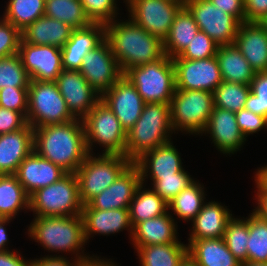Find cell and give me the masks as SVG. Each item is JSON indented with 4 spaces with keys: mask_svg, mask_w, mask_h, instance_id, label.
<instances>
[{
    "mask_svg": "<svg viewBox=\"0 0 267 266\" xmlns=\"http://www.w3.org/2000/svg\"><path fill=\"white\" fill-rule=\"evenodd\" d=\"M82 121L89 154H95L93 147L97 143L105 148L102 154L125 156L127 132L101 99Z\"/></svg>",
    "mask_w": 267,
    "mask_h": 266,
    "instance_id": "8",
    "label": "cell"
},
{
    "mask_svg": "<svg viewBox=\"0 0 267 266\" xmlns=\"http://www.w3.org/2000/svg\"><path fill=\"white\" fill-rule=\"evenodd\" d=\"M214 108L213 93L176 89L170 102L171 125L175 131L202 135Z\"/></svg>",
    "mask_w": 267,
    "mask_h": 266,
    "instance_id": "7",
    "label": "cell"
},
{
    "mask_svg": "<svg viewBox=\"0 0 267 266\" xmlns=\"http://www.w3.org/2000/svg\"><path fill=\"white\" fill-rule=\"evenodd\" d=\"M149 178L152 189L167 203L195 181L184 168L174 176Z\"/></svg>",
    "mask_w": 267,
    "mask_h": 266,
    "instance_id": "42",
    "label": "cell"
},
{
    "mask_svg": "<svg viewBox=\"0 0 267 266\" xmlns=\"http://www.w3.org/2000/svg\"><path fill=\"white\" fill-rule=\"evenodd\" d=\"M27 123L32 128L62 124L76 119L55 81L31 80L28 87Z\"/></svg>",
    "mask_w": 267,
    "mask_h": 266,
    "instance_id": "9",
    "label": "cell"
},
{
    "mask_svg": "<svg viewBox=\"0 0 267 266\" xmlns=\"http://www.w3.org/2000/svg\"><path fill=\"white\" fill-rule=\"evenodd\" d=\"M244 109L267 118V71L255 73Z\"/></svg>",
    "mask_w": 267,
    "mask_h": 266,
    "instance_id": "43",
    "label": "cell"
},
{
    "mask_svg": "<svg viewBox=\"0 0 267 266\" xmlns=\"http://www.w3.org/2000/svg\"><path fill=\"white\" fill-rule=\"evenodd\" d=\"M240 266H267V263L247 261V262L241 263Z\"/></svg>",
    "mask_w": 267,
    "mask_h": 266,
    "instance_id": "59",
    "label": "cell"
},
{
    "mask_svg": "<svg viewBox=\"0 0 267 266\" xmlns=\"http://www.w3.org/2000/svg\"><path fill=\"white\" fill-rule=\"evenodd\" d=\"M211 3L227 14L235 17L240 23L245 22L244 0H210Z\"/></svg>",
    "mask_w": 267,
    "mask_h": 266,
    "instance_id": "50",
    "label": "cell"
},
{
    "mask_svg": "<svg viewBox=\"0 0 267 266\" xmlns=\"http://www.w3.org/2000/svg\"><path fill=\"white\" fill-rule=\"evenodd\" d=\"M0 106L22 113L27 117L28 87H13L0 89Z\"/></svg>",
    "mask_w": 267,
    "mask_h": 266,
    "instance_id": "46",
    "label": "cell"
},
{
    "mask_svg": "<svg viewBox=\"0 0 267 266\" xmlns=\"http://www.w3.org/2000/svg\"><path fill=\"white\" fill-rule=\"evenodd\" d=\"M118 20L105 25V39L122 73L131 67L155 62L165 55L159 37L139 27L130 18Z\"/></svg>",
    "mask_w": 267,
    "mask_h": 266,
    "instance_id": "2",
    "label": "cell"
},
{
    "mask_svg": "<svg viewBox=\"0 0 267 266\" xmlns=\"http://www.w3.org/2000/svg\"><path fill=\"white\" fill-rule=\"evenodd\" d=\"M110 259H101L98 258L95 261L89 263L87 266H118L117 264L114 263V261L112 262Z\"/></svg>",
    "mask_w": 267,
    "mask_h": 266,
    "instance_id": "56",
    "label": "cell"
},
{
    "mask_svg": "<svg viewBox=\"0 0 267 266\" xmlns=\"http://www.w3.org/2000/svg\"><path fill=\"white\" fill-rule=\"evenodd\" d=\"M210 134L215 148L223 154H234L241 150L247 138L238 127L236 113L214 107L209 122L202 134Z\"/></svg>",
    "mask_w": 267,
    "mask_h": 266,
    "instance_id": "19",
    "label": "cell"
},
{
    "mask_svg": "<svg viewBox=\"0 0 267 266\" xmlns=\"http://www.w3.org/2000/svg\"><path fill=\"white\" fill-rule=\"evenodd\" d=\"M248 235V217L240 219L233 216L228 221L223 239L229 251L240 263L247 262Z\"/></svg>",
    "mask_w": 267,
    "mask_h": 266,
    "instance_id": "40",
    "label": "cell"
},
{
    "mask_svg": "<svg viewBox=\"0 0 267 266\" xmlns=\"http://www.w3.org/2000/svg\"><path fill=\"white\" fill-rule=\"evenodd\" d=\"M248 216L247 261L267 263V220L254 210Z\"/></svg>",
    "mask_w": 267,
    "mask_h": 266,
    "instance_id": "38",
    "label": "cell"
},
{
    "mask_svg": "<svg viewBox=\"0 0 267 266\" xmlns=\"http://www.w3.org/2000/svg\"><path fill=\"white\" fill-rule=\"evenodd\" d=\"M245 22H260L267 15V0H244Z\"/></svg>",
    "mask_w": 267,
    "mask_h": 266,
    "instance_id": "51",
    "label": "cell"
},
{
    "mask_svg": "<svg viewBox=\"0 0 267 266\" xmlns=\"http://www.w3.org/2000/svg\"><path fill=\"white\" fill-rule=\"evenodd\" d=\"M44 15L66 23L74 29L92 24L80 0H46Z\"/></svg>",
    "mask_w": 267,
    "mask_h": 266,
    "instance_id": "36",
    "label": "cell"
},
{
    "mask_svg": "<svg viewBox=\"0 0 267 266\" xmlns=\"http://www.w3.org/2000/svg\"><path fill=\"white\" fill-rule=\"evenodd\" d=\"M259 23L265 28V31L267 32V15Z\"/></svg>",
    "mask_w": 267,
    "mask_h": 266,
    "instance_id": "60",
    "label": "cell"
},
{
    "mask_svg": "<svg viewBox=\"0 0 267 266\" xmlns=\"http://www.w3.org/2000/svg\"><path fill=\"white\" fill-rule=\"evenodd\" d=\"M250 85L223 81L213 92L214 107L238 112L244 109Z\"/></svg>",
    "mask_w": 267,
    "mask_h": 266,
    "instance_id": "39",
    "label": "cell"
},
{
    "mask_svg": "<svg viewBox=\"0 0 267 266\" xmlns=\"http://www.w3.org/2000/svg\"><path fill=\"white\" fill-rule=\"evenodd\" d=\"M236 121L245 138L267 128V118L246 109L236 112Z\"/></svg>",
    "mask_w": 267,
    "mask_h": 266,
    "instance_id": "48",
    "label": "cell"
},
{
    "mask_svg": "<svg viewBox=\"0 0 267 266\" xmlns=\"http://www.w3.org/2000/svg\"><path fill=\"white\" fill-rule=\"evenodd\" d=\"M33 129V150L66 173H75L89 155L82 119Z\"/></svg>",
    "mask_w": 267,
    "mask_h": 266,
    "instance_id": "1",
    "label": "cell"
},
{
    "mask_svg": "<svg viewBox=\"0 0 267 266\" xmlns=\"http://www.w3.org/2000/svg\"><path fill=\"white\" fill-rule=\"evenodd\" d=\"M82 209L75 173H66L55 183L29 196V210L35 216H77L81 215Z\"/></svg>",
    "mask_w": 267,
    "mask_h": 266,
    "instance_id": "6",
    "label": "cell"
},
{
    "mask_svg": "<svg viewBox=\"0 0 267 266\" xmlns=\"http://www.w3.org/2000/svg\"><path fill=\"white\" fill-rule=\"evenodd\" d=\"M131 163L122 155L89 154L75 172L82 204L109 187Z\"/></svg>",
    "mask_w": 267,
    "mask_h": 266,
    "instance_id": "10",
    "label": "cell"
},
{
    "mask_svg": "<svg viewBox=\"0 0 267 266\" xmlns=\"http://www.w3.org/2000/svg\"><path fill=\"white\" fill-rule=\"evenodd\" d=\"M227 206L216 201L205 202L197 216L191 221L193 227L188 241L223 238L228 221L233 217Z\"/></svg>",
    "mask_w": 267,
    "mask_h": 266,
    "instance_id": "27",
    "label": "cell"
},
{
    "mask_svg": "<svg viewBox=\"0 0 267 266\" xmlns=\"http://www.w3.org/2000/svg\"><path fill=\"white\" fill-rule=\"evenodd\" d=\"M79 71L100 96L123 76L106 39L84 57Z\"/></svg>",
    "mask_w": 267,
    "mask_h": 266,
    "instance_id": "14",
    "label": "cell"
},
{
    "mask_svg": "<svg viewBox=\"0 0 267 266\" xmlns=\"http://www.w3.org/2000/svg\"><path fill=\"white\" fill-rule=\"evenodd\" d=\"M170 1L175 2V3H179L182 6H185L187 0H170Z\"/></svg>",
    "mask_w": 267,
    "mask_h": 266,
    "instance_id": "61",
    "label": "cell"
},
{
    "mask_svg": "<svg viewBox=\"0 0 267 266\" xmlns=\"http://www.w3.org/2000/svg\"><path fill=\"white\" fill-rule=\"evenodd\" d=\"M141 183L129 205V214L132 227L144 220L159 217L168 211V203L153 189L145 188ZM144 187V188H143Z\"/></svg>",
    "mask_w": 267,
    "mask_h": 266,
    "instance_id": "32",
    "label": "cell"
},
{
    "mask_svg": "<svg viewBox=\"0 0 267 266\" xmlns=\"http://www.w3.org/2000/svg\"><path fill=\"white\" fill-rule=\"evenodd\" d=\"M19 251L6 250L0 252V266H32L33 260H26Z\"/></svg>",
    "mask_w": 267,
    "mask_h": 266,
    "instance_id": "54",
    "label": "cell"
},
{
    "mask_svg": "<svg viewBox=\"0 0 267 266\" xmlns=\"http://www.w3.org/2000/svg\"><path fill=\"white\" fill-rule=\"evenodd\" d=\"M185 6L192 13L199 30L206 33L218 46L233 44L241 24L210 0H187Z\"/></svg>",
    "mask_w": 267,
    "mask_h": 266,
    "instance_id": "12",
    "label": "cell"
},
{
    "mask_svg": "<svg viewBox=\"0 0 267 266\" xmlns=\"http://www.w3.org/2000/svg\"><path fill=\"white\" fill-rule=\"evenodd\" d=\"M18 55L31 80L56 81L63 71L61 49L20 41Z\"/></svg>",
    "mask_w": 267,
    "mask_h": 266,
    "instance_id": "15",
    "label": "cell"
},
{
    "mask_svg": "<svg viewBox=\"0 0 267 266\" xmlns=\"http://www.w3.org/2000/svg\"><path fill=\"white\" fill-rule=\"evenodd\" d=\"M101 100L108 105L127 132L140 118L145 102L135 86L123 75Z\"/></svg>",
    "mask_w": 267,
    "mask_h": 266,
    "instance_id": "17",
    "label": "cell"
},
{
    "mask_svg": "<svg viewBox=\"0 0 267 266\" xmlns=\"http://www.w3.org/2000/svg\"><path fill=\"white\" fill-rule=\"evenodd\" d=\"M81 217L84 225L86 241L94 234L107 235L129 230L130 238L133 227L130 221L129 208L113 210L82 209Z\"/></svg>",
    "mask_w": 267,
    "mask_h": 266,
    "instance_id": "25",
    "label": "cell"
},
{
    "mask_svg": "<svg viewBox=\"0 0 267 266\" xmlns=\"http://www.w3.org/2000/svg\"><path fill=\"white\" fill-rule=\"evenodd\" d=\"M73 30L70 25L44 15L22 30L21 37L28 44L51 45L61 49Z\"/></svg>",
    "mask_w": 267,
    "mask_h": 266,
    "instance_id": "28",
    "label": "cell"
},
{
    "mask_svg": "<svg viewBox=\"0 0 267 266\" xmlns=\"http://www.w3.org/2000/svg\"><path fill=\"white\" fill-rule=\"evenodd\" d=\"M180 154L172 141L145 152L134 162L140 170L141 183L148 177H168L180 172L184 167Z\"/></svg>",
    "mask_w": 267,
    "mask_h": 266,
    "instance_id": "24",
    "label": "cell"
},
{
    "mask_svg": "<svg viewBox=\"0 0 267 266\" xmlns=\"http://www.w3.org/2000/svg\"><path fill=\"white\" fill-rule=\"evenodd\" d=\"M179 266H199L190 256H186Z\"/></svg>",
    "mask_w": 267,
    "mask_h": 266,
    "instance_id": "58",
    "label": "cell"
},
{
    "mask_svg": "<svg viewBox=\"0 0 267 266\" xmlns=\"http://www.w3.org/2000/svg\"><path fill=\"white\" fill-rule=\"evenodd\" d=\"M170 104L145 103L140 118L127 131L125 156L135 162L145 152L170 142Z\"/></svg>",
    "mask_w": 267,
    "mask_h": 266,
    "instance_id": "4",
    "label": "cell"
},
{
    "mask_svg": "<svg viewBox=\"0 0 267 266\" xmlns=\"http://www.w3.org/2000/svg\"><path fill=\"white\" fill-rule=\"evenodd\" d=\"M27 124V119L22 113L0 106V135L18 131Z\"/></svg>",
    "mask_w": 267,
    "mask_h": 266,
    "instance_id": "49",
    "label": "cell"
},
{
    "mask_svg": "<svg viewBox=\"0 0 267 266\" xmlns=\"http://www.w3.org/2000/svg\"><path fill=\"white\" fill-rule=\"evenodd\" d=\"M204 192V186L195 180L168 203V210H172L177 219L192 221L205 203Z\"/></svg>",
    "mask_w": 267,
    "mask_h": 266,
    "instance_id": "35",
    "label": "cell"
},
{
    "mask_svg": "<svg viewBox=\"0 0 267 266\" xmlns=\"http://www.w3.org/2000/svg\"><path fill=\"white\" fill-rule=\"evenodd\" d=\"M188 256L199 266H240L223 238L189 241Z\"/></svg>",
    "mask_w": 267,
    "mask_h": 266,
    "instance_id": "29",
    "label": "cell"
},
{
    "mask_svg": "<svg viewBox=\"0 0 267 266\" xmlns=\"http://www.w3.org/2000/svg\"><path fill=\"white\" fill-rule=\"evenodd\" d=\"M140 184V170L132 162L109 187L83 205V209L113 210L129 208Z\"/></svg>",
    "mask_w": 267,
    "mask_h": 266,
    "instance_id": "18",
    "label": "cell"
},
{
    "mask_svg": "<svg viewBox=\"0 0 267 266\" xmlns=\"http://www.w3.org/2000/svg\"><path fill=\"white\" fill-rule=\"evenodd\" d=\"M198 31L192 13L186 6H182L175 15L168 36L163 41L165 55L169 58L179 56Z\"/></svg>",
    "mask_w": 267,
    "mask_h": 266,
    "instance_id": "31",
    "label": "cell"
},
{
    "mask_svg": "<svg viewBox=\"0 0 267 266\" xmlns=\"http://www.w3.org/2000/svg\"><path fill=\"white\" fill-rule=\"evenodd\" d=\"M66 174L59 166L39 156L34 150L19 164L16 176L30 196L36 190L49 186Z\"/></svg>",
    "mask_w": 267,
    "mask_h": 266,
    "instance_id": "21",
    "label": "cell"
},
{
    "mask_svg": "<svg viewBox=\"0 0 267 266\" xmlns=\"http://www.w3.org/2000/svg\"><path fill=\"white\" fill-rule=\"evenodd\" d=\"M141 266H179L188 255L187 244L170 243L141 246L137 250Z\"/></svg>",
    "mask_w": 267,
    "mask_h": 266,
    "instance_id": "33",
    "label": "cell"
},
{
    "mask_svg": "<svg viewBox=\"0 0 267 266\" xmlns=\"http://www.w3.org/2000/svg\"><path fill=\"white\" fill-rule=\"evenodd\" d=\"M86 16L92 23L113 22L119 14L116 0H80Z\"/></svg>",
    "mask_w": 267,
    "mask_h": 266,
    "instance_id": "44",
    "label": "cell"
},
{
    "mask_svg": "<svg viewBox=\"0 0 267 266\" xmlns=\"http://www.w3.org/2000/svg\"><path fill=\"white\" fill-rule=\"evenodd\" d=\"M104 40L105 24L92 23L85 28L74 29L61 48L63 69L79 71L84 57Z\"/></svg>",
    "mask_w": 267,
    "mask_h": 266,
    "instance_id": "20",
    "label": "cell"
},
{
    "mask_svg": "<svg viewBox=\"0 0 267 266\" xmlns=\"http://www.w3.org/2000/svg\"><path fill=\"white\" fill-rule=\"evenodd\" d=\"M172 60L178 90H203L213 93L223 82L216 56L197 60Z\"/></svg>",
    "mask_w": 267,
    "mask_h": 266,
    "instance_id": "13",
    "label": "cell"
},
{
    "mask_svg": "<svg viewBox=\"0 0 267 266\" xmlns=\"http://www.w3.org/2000/svg\"><path fill=\"white\" fill-rule=\"evenodd\" d=\"M255 173L267 185V165L259 168Z\"/></svg>",
    "mask_w": 267,
    "mask_h": 266,
    "instance_id": "57",
    "label": "cell"
},
{
    "mask_svg": "<svg viewBox=\"0 0 267 266\" xmlns=\"http://www.w3.org/2000/svg\"><path fill=\"white\" fill-rule=\"evenodd\" d=\"M123 75L135 86L145 103L170 104L176 90L172 58L164 55L155 62L131 67Z\"/></svg>",
    "mask_w": 267,
    "mask_h": 266,
    "instance_id": "5",
    "label": "cell"
},
{
    "mask_svg": "<svg viewBox=\"0 0 267 266\" xmlns=\"http://www.w3.org/2000/svg\"><path fill=\"white\" fill-rule=\"evenodd\" d=\"M34 129L24 128L0 135V175L16 174L19 164L33 151Z\"/></svg>",
    "mask_w": 267,
    "mask_h": 266,
    "instance_id": "23",
    "label": "cell"
},
{
    "mask_svg": "<svg viewBox=\"0 0 267 266\" xmlns=\"http://www.w3.org/2000/svg\"><path fill=\"white\" fill-rule=\"evenodd\" d=\"M176 220L169 210L155 218L137 223L133 227L131 241L134 249L155 244L181 243L178 239ZM134 242V243H133Z\"/></svg>",
    "mask_w": 267,
    "mask_h": 266,
    "instance_id": "26",
    "label": "cell"
},
{
    "mask_svg": "<svg viewBox=\"0 0 267 266\" xmlns=\"http://www.w3.org/2000/svg\"><path fill=\"white\" fill-rule=\"evenodd\" d=\"M28 235L45 250L75 254L76 260L91 263L96 255L84 254L87 243L81 215L77 216H34L28 227ZM81 251V252H80Z\"/></svg>",
    "mask_w": 267,
    "mask_h": 266,
    "instance_id": "3",
    "label": "cell"
},
{
    "mask_svg": "<svg viewBox=\"0 0 267 266\" xmlns=\"http://www.w3.org/2000/svg\"><path fill=\"white\" fill-rule=\"evenodd\" d=\"M12 219L2 218L0 219V252L9 250L7 247L9 243L8 234L6 230V224L8 225Z\"/></svg>",
    "mask_w": 267,
    "mask_h": 266,
    "instance_id": "55",
    "label": "cell"
},
{
    "mask_svg": "<svg viewBox=\"0 0 267 266\" xmlns=\"http://www.w3.org/2000/svg\"><path fill=\"white\" fill-rule=\"evenodd\" d=\"M55 82L75 118L83 120L101 99L80 71L63 69Z\"/></svg>",
    "mask_w": 267,
    "mask_h": 266,
    "instance_id": "16",
    "label": "cell"
},
{
    "mask_svg": "<svg viewBox=\"0 0 267 266\" xmlns=\"http://www.w3.org/2000/svg\"><path fill=\"white\" fill-rule=\"evenodd\" d=\"M129 18L162 41L168 36L181 4L170 0H125Z\"/></svg>",
    "mask_w": 267,
    "mask_h": 266,
    "instance_id": "11",
    "label": "cell"
},
{
    "mask_svg": "<svg viewBox=\"0 0 267 266\" xmlns=\"http://www.w3.org/2000/svg\"><path fill=\"white\" fill-rule=\"evenodd\" d=\"M234 44L256 73L267 71V32L259 22H242Z\"/></svg>",
    "mask_w": 267,
    "mask_h": 266,
    "instance_id": "22",
    "label": "cell"
},
{
    "mask_svg": "<svg viewBox=\"0 0 267 266\" xmlns=\"http://www.w3.org/2000/svg\"><path fill=\"white\" fill-rule=\"evenodd\" d=\"M254 180L257 188L255 200L257 199L258 206L253 210L267 220V185L256 174Z\"/></svg>",
    "mask_w": 267,
    "mask_h": 266,
    "instance_id": "53",
    "label": "cell"
},
{
    "mask_svg": "<svg viewBox=\"0 0 267 266\" xmlns=\"http://www.w3.org/2000/svg\"><path fill=\"white\" fill-rule=\"evenodd\" d=\"M46 0H9L2 15L20 31L44 16Z\"/></svg>",
    "mask_w": 267,
    "mask_h": 266,
    "instance_id": "37",
    "label": "cell"
},
{
    "mask_svg": "<svg viewBox=\"0 0 267 266\" xmlns=\"http://www.w3.org/2000/svg\"><path fill=\"white\" fill-rule=\"evenodd\" d=\"M30 81L18 53L0 59V89L29 87Z\"/></svg>",
    "mask_w": 267,
    "mask_h": 266,
    "instance_id": "41",
    "label": "cell"
},
{
    "mask_svg": "<svg viewBox=\"0 0 267 266\" xmlns=\"http://www.w3.org/2000/svg\"><path fill=\"white\" fill-rule=\"evenodd\" d=\"M218 45L203 31L199 30L183 52L172 59L197 60L216 56Z\"/></svg>",
    "mask_w": 267,
    "mask_h": 266,
    "instance_id": "45",
    "label": "cell"
},
{
    "mask_svg": "<svg viewBox=\"0 0 267 266\" xmlns=\"http://www.w3.org/2000/svg\"><path fill=\"white\" fill-rule=\"evenodd\" d=\"M73 262H70L67 258V256H61V255H50V256H44L42 258H36L33 259L32 266H87L89 263L75 260L73 258Z\"/></svg>",
    "mask_w": 267,
    "mask_h": 266,
    "instance_id": "52",
    "label": "cell"
},
{
    "mask_svg": "<svg viewBox=\"0 0 267 266\" xmlns=\"http://www.w3.org/2000/svg\"><path fill=\"white\" fill-rule=\"evenodd\" d=\"M216 57L223 81L246 85L251 84L256 72L234 43L218 46Z\"/></svg>",
    "mask_w": 267,
    "mask_h": 266,
    "instance_id": "30",
    "label": "cell"
},
{
    "mask_svg": "<svg viewBox=\"0 0 267 266\" xmlns=\"http://www.w3.org/2000/svg\"><path fill=\"white\" fill-rule=\"evenodd\" d=\"M29 210V195L15 174L0 175V215L13 219L20 210Z\"/></svg>",
    "mask_w": 267,
    "mask_h": 266,
    "instance_id": "34",
    "label": "cell"
},
{
    "mask_svg": "<svg viewBox=\"0 0 267 266\" xmlns=\"http://www.w3.org/2000/svg\"><path fill=\"white\" fill-rule=\"evenodd\" d=\"M21 31L0 17V59L18 53Z\"/></svg>",
    "mask_w": 267,
    "mask_h": 266,
    "instance_id": "47",
    "label": "cell"
}]
</instances>
